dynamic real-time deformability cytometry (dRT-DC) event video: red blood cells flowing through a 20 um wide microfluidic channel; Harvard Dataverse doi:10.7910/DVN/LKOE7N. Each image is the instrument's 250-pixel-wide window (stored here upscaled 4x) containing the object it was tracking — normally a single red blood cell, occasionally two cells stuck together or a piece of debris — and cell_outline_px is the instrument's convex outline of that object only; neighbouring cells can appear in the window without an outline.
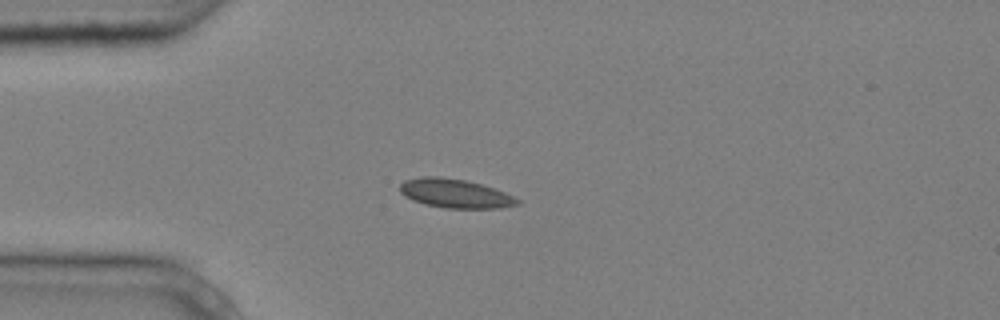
{"species": "common noctule bat (a hibernating species)", "species_latin": "Nyctalus noctula", "temperature_condition": "cold", "stored_images_in_passage": 5, "camera_frame_rate_fps": 3000, "um_per_image_px": 0.085, "animal": {"sex": "male", "body_mass_g": 20.4}, "frame": {"image": 1, "passage_image": 3, "time_ms": 0.667, "image_size_px": [1000, 320], "cell_outline_px": [[520, 204], [500, 208], [444, 208], [424, 204], [412, 200], [404, 196], [400, 192], [400, 184], [404, 180], [424, 176], [440, 176], [464, 180], [480, 184], [504, 192], [520, 200]], "centroid_in_image_um": [38.65, 16.45], "position_along_channel_um": 46.4, "area_um2": 19.77}}
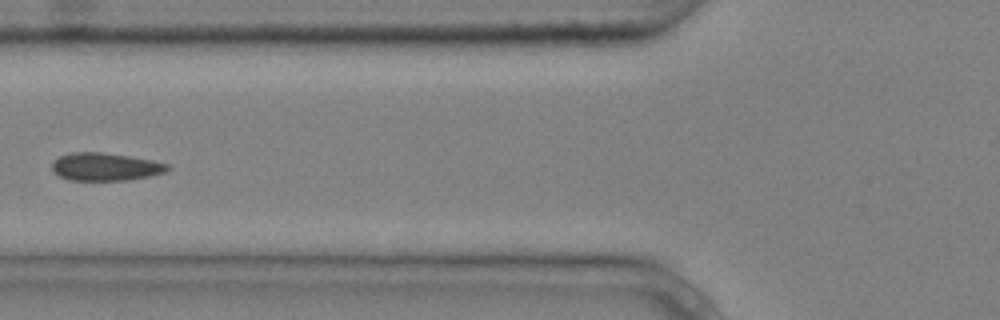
{"frame": {"image": 2, "passage_image": 5, "time_ms": 1.333, "image_size_px": [1000, 320], "cell_outline_px": [[172, 168], [164, 172], [152, 176], [128, 180], [68, 180], [60, 176], [52, 168], [52, 164], [60, 156], [72, 152], [100, 152], [128, 156], [152, 160], [168, 164]], "centroid_in_image_um": [9.0, 14.18], "position_along_channel_um": 116.8, "area_um2": 18.61}}